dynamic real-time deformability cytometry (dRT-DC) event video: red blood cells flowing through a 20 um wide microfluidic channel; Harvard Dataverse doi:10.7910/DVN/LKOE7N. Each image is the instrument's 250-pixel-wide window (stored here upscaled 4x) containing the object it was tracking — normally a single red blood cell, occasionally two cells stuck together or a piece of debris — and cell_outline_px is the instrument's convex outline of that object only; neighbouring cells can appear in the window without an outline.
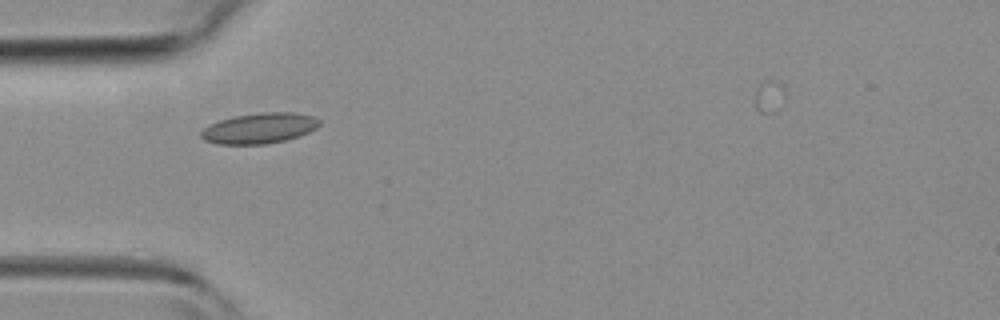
{"species": "common noctule bat (a hibernating species)", "species_latin": "Nyctalus noctula", "temperature_condition": "room temperature", "stored_images_in_passage": 28, "camera_frame_rate_fps": 3000, "um_per_image_px": 0.085, "animal": {"sex": "female", "body_mass_g": 19.3, "forearm_length_mm": 54.1}, "frame": {"image": 1, "passage_image": 1, "time_ms": 0.0, "image_size_px": [1000, 320], "cell_outline_px": [[320, 124], [316, 128], [308, 132], [284, 140], [264, 144], [216, 144], [204, 140], [200, 136], [200, 132], [208, 124], [232, 116], [264, 112], [292, 112], [312, 116], [320, 120]], "centroid_in_image_um": [22.0, 10.89], "position_along_channel_um": 63.0, "area_um2": 20.98}}
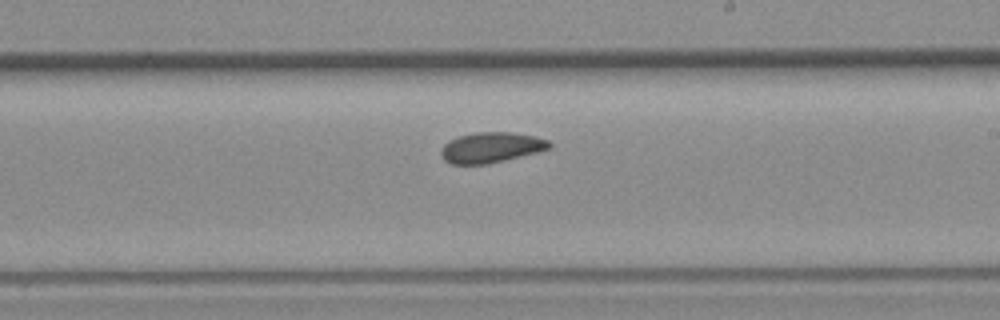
{"frame": {"image": 2, "passage_image": 13, "time_ms": 4.0, "image_size_px": [1000, 320], "cell_outline_px": [[552, 148], [488, 164], [452, 164], [444, 160], [440, 156], [440, 152], [444, 144], [448, 140], [460, 136], [476, 132], [512, 132], [536, 136], [548, 140], [552, 144]], "centroid_in_image_um": [41.74, 12.53], "position_along_channel_um": 247.3, "area_um2": 19.25}}
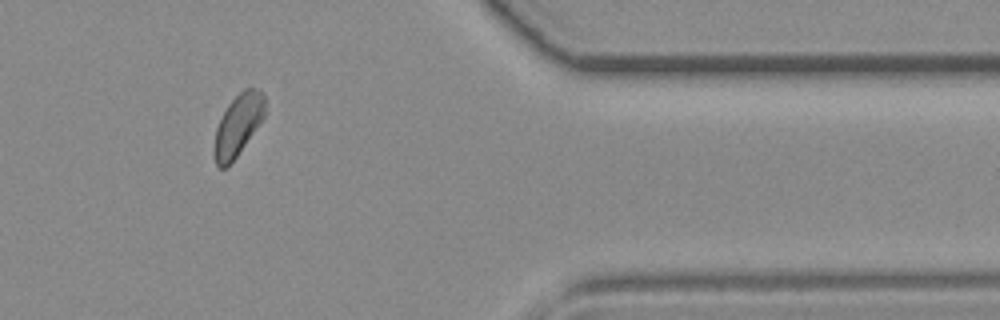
{"frame": {"image": 3, "passage_image": 24, "time_ms": 7.667, "image_size_px": [1000, 320], "cell_outline_px": [[264, 116], [236, 156], [224, 168], [220, 168], [216, 164], [212, 152], [216, 128], [228, 104], [244, 88], [252, 88], [260, 92], [264, 96]], "centroid_in_image_um": [20.18, 10.65], "position_along_channel_um": 391.2, "area_um2": 17.57}}